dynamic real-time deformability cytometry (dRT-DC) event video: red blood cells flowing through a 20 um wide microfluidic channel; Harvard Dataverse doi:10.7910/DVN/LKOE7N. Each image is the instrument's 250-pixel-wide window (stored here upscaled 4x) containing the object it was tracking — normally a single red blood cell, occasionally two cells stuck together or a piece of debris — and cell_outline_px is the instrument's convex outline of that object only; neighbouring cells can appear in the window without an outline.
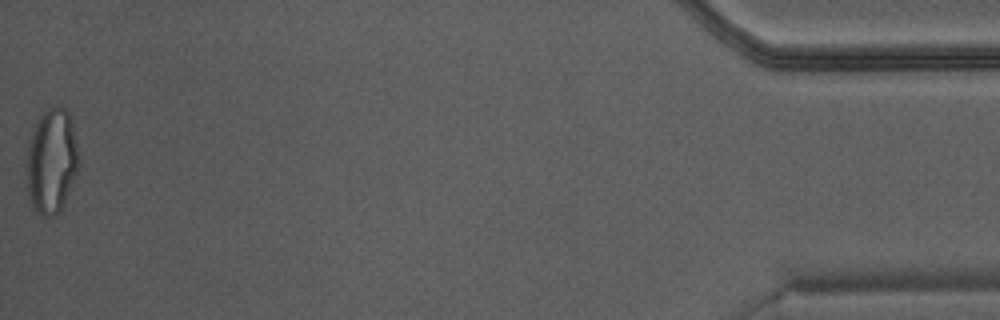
{"species": "Egyptian fruit bat (a non-hibernating species)", "species_latin": "Rousettus aegyptiacus", "temperature_condition": "warm", "stored_images_in_passage": 43, "camera_frame_rate_fps": 3000, "um_per_image_px": 0.085, "animal": {"sex": "male"}, "frame": {"image": 1, "passage_image": 43, "time_ms": 14.0, "image_size_px": [1000, 320], "cell_outline_px": [[80, 164], [60, 212], [52, 216], [44, 216], [36, 212], [32, 208], [28, 192], [28, 144], [32, 132], [40, 116], [48, 108], [56, 104], [60, 104], [68, 112], [72, 120]], "centroid_in_image_um": [4.41, 13.67], "position_along_channel_um": 430.8, "area_um2": 31.67}}